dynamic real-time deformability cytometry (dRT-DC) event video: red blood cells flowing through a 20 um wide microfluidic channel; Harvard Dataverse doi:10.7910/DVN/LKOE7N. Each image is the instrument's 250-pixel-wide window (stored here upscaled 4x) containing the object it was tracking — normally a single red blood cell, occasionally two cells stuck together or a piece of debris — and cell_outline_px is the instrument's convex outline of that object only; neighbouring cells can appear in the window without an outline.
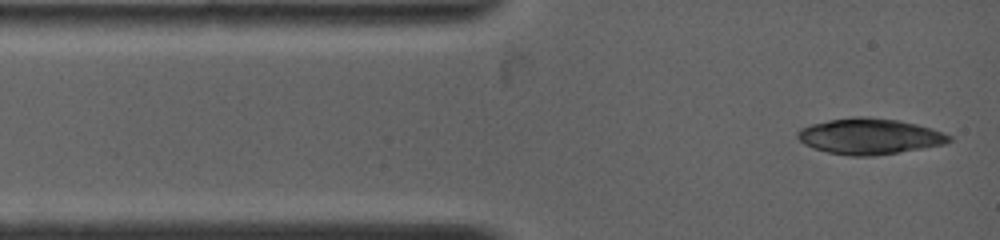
{"species": "common noctule bat (a hibernating species)", "species_latin": "Nyctalus noctula", "temperature_condition": "warm", "stored_images_in_passage": 4, "camera_frame_rate_fps": 4500, "um_per_image_px": 0.085, "animal": {"sex": "female", "body_mass_g": 19.0, "forearm_length_mm": 53.3}, "frame": {"image": 1, "passage_image": 1, "time_ms": 0.0, "image_size_px": [1000, 240], "cell_outline_px": [[952, 140], [944, 144], [896, 152], [868, 156], [852, 156], [828, 152], [804, 144], [796, 136], [796, 132], [800, 128], [812, 124], [828, 120], [852, 116], [864, 116], [896, 120], [916, 124], [932, 128], [944, 132], [952, 136]], "centroid_in_image_um": [73.9, 11.57], "position_along_channel_um": 11.1, "area_um2": 31.39}}